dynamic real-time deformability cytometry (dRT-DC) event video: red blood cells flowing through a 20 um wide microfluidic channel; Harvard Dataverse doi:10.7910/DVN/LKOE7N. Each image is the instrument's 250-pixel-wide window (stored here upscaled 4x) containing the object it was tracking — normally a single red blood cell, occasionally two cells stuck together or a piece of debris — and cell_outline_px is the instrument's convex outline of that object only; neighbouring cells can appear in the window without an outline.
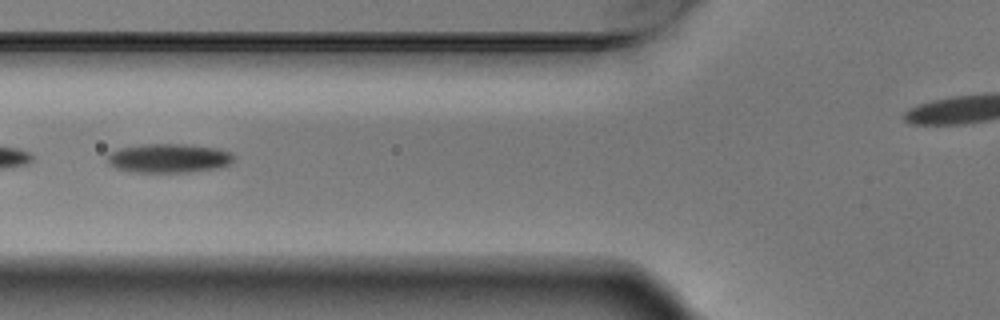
{"species": "Egyptian fruit bat (a non-hibernating species)", "species_latin": "Rousettus aegyptiacus", "temperature_condition": "warm", "stored_images_in_passage": 7, "segment_of_instrument_passage": [1, 2], "camera_frame_rate_fps": 3000, "um_per_image_px": 0.085, "animal": {"sex": "male"}, "frame": {"image": 1, "passage_image": 6, "time_ms": 1.667, "image_size_px": [1000, 320], "cell_outline_px": [[236, 156], [232, 164], [220, 168], [192, 172], [128, 172], [116, 168], [108, 164], [108, 156], [112, 152], [120, 148], [148, 144], [184, 144], [216, 148], [232, 152]], "centroid_in_image_um": [14.42, 13.46], "position_along_channel_um": 111.4, "area_um2": 21.62}}